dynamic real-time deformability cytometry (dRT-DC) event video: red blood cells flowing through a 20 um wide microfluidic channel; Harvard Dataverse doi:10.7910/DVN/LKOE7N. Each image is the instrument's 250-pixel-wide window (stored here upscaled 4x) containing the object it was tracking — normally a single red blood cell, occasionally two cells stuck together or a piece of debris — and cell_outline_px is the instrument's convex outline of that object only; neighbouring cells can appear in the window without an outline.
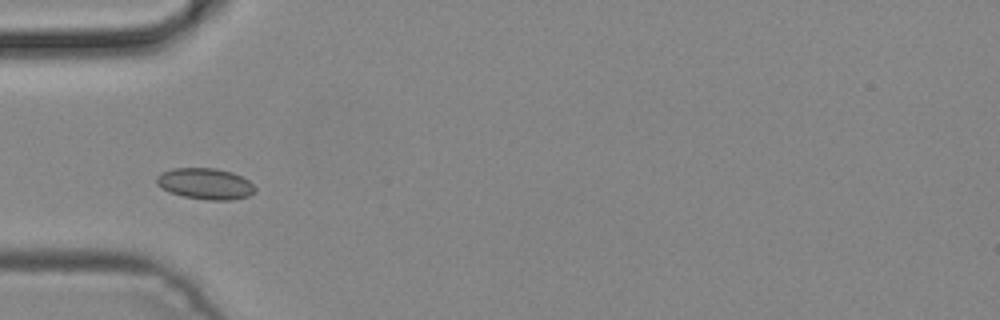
{"species": "common noctule bat (a hibernating species)", "species_latin": "Nyctalus noctula", "temperature_condition": "cold", "stored_images_in_passage": 2, "camera_frame_rate_fps": 3000, "um_per_image_px": 0.085, "animal": {"sex": "male", "body_mass_g": 19.2, "forearm_length_mm": 51.8}, "frame": {"image": 1, "passage_image": 2, "time_ms": 0.333, "image_size_px": [1000, 320], "cell_outline_px": [[256, 192], [248, 196], [232, 200], [208, 200], [184, 196], [168, 192], [156, 184], [156, 176], [160, 172], [172, 168], [216, 168], [232, 172], [248, 180], [256, 188]], "centroid_in_image_um": [17.43, 15.61], "position_along_channel_um": 67.6, "area_um2": 18.03}}